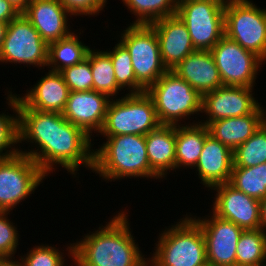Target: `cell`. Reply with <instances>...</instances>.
<instances>
[{
    "mask_svg": "<svg viewBox=\"0 0 266 266\" xmlns=\"http://www.w3.org/2000/svg\"><path fill=\"white\" fill-rule=\"evenodd\" d=\"M18 132L20 153L33 159L47 177L60 166L73 178H79L82 165L93 171L95 139L62 113L27 108L18 99ZM25 142L31 145L28 150L20 146Z\"/></svg>",
    "mask_w": 266,
    "mask_h": 266,
    "instance_id": "cell-1",
    "label": "cell"
},
{
    "mask_svg": "<svg viewBox=\"0 0 266 266\" xmlns=\"http://www.w3.org/2000/svg\"><path fill=\"white\" fill-rule=\"evenodd\" d=\"M128 212V209L117 211L104 226L100 224L79 241L73 240V263L76 266H148L147 255L132 234Z\"/></svg>",
    "mask_w": 266,
    "mask_h": 266,
    "instance_id": "cell-2",
    "label": "cell"
},
{
    "mask_svg": "<svg viewBox=\"0 0 266 266\" xmlns=\"http://www.w3.org/2000/svg\"><path fill=\"white\" fill-rule=\"evenodd\" d=\"M106 141L94 148L93 173L106 183L121 179L162 180L150 167L144 135L103 136ZM128 177V178H127Z\"/></svg>",
    "mask_w": 266,
    "mask_h": 266,
    "instance_id": "cell-3",
    "label": "cell"
},
{
    "mask_svg": "<svg viewBox=\"0 0 266 266\" xmlns=\"http://www.w3.org/2000/svg\"><path fill=\"white\" fill-rule=\"evenodd\" d=\"M157 239L148 266H208L203 231L187 213Z\"/></svg>",
    "mask_w": 266,
    "mask_h": 266,
    "instance_id": "cell-4",
    "label": "cell"
},
{
    "mask_svg": "<svg viewBox=\"0 0 266 266\" xmlns=\"http://www.w3.org/2000/svg\"><path fill=\"white\" fill-rule=\"evenodd\" d=\"M146 93L153 99L161 125L199 123L197 118L202 112V95L172 70L162 75ZM192 116L196 119L191 120Z\"/></svg>",
    "mask_w": 266,
    "mask_h": 266,
    "instance_id": "cell-5",
    "label": "cell"
},
{
    "mask_svg": "<svg viewBox=\"0 0 266 266\" xmlns=\"http://www.w3.org/2000/svg\"><path fill=\"white\" fill-rule=\"evenodd\" d=\"M161 125L153 99L146 93L111 99L99 136L147 135Z\"/></svg>",
    "mask_w": 266,
    "mask_h": 266,
    "instance_id": "cell-6",
    "label": "cell"
},
{
    "mask_svg": "<svg viewBox=\"0 0 266 266\" xmlns=\"http://www.w3.org/2000/svg\"><path fill=\"white\" fill-rule=\"evenodd\" d=\"M252 0L226 1L225 36L266 63V8Z\"/></svg>",
    "mask_w": 266,
    "mask_h": 266,
    "instance_id": "cell-7",
    "label": "cell"
},
{
    "mask_svg": "<svg viewBox=\"0 0 266 266\" xmlns=\"http://www.w3.org/2000/svg\"><path fill=\"white\" fill-rule=\"evenodd\" d=\"M126 25L119 31L117 39L132 58L136 80L147 90L168 71L161 58L159 40L150 25Z\"/></svg>",
    "mask_w": 266,
    "mask_h": 266,
    "instance_id": "cell-8",
    "label": "cell"
},
{
    "mask_svg": "<svg viewBox=\"0 0 266 266\" xmlns=\"http://www.w3.org/2000/svg\"><path fill=\"white\" fill-rule=\"evenodd\" d=\"M224 0H186L176 15L186 25L196 50L210 51L225 35Z\"/></svg>",
    "mask_w": 266,
    "mask_h": 266,
    "instance_id": "cell-9",
    "label": "cell"
},
{
    "mask_svg": "<svg viewBox=\"0 0 266 266\" xmlns=\"http://www.w3.org/2000/svg\"><path fill=\"white\" fill-rule=\"evenodd\" d=\"M46 178L34 160L22 153L0 159V211L13 212Z\"/></svg>",
    "mask_w": 266,
    "mask_h": 266,
    "instance_id": "cell-10",
    "label": "cell"
},
{
    "mask_svg": "<svg viewBox=\"0 0 266 266\" xmlns=\"http://www.w3.org/2000/svg\"><path fill=\"white\" fill-rule=\"evenodd\" d=\"M17 64L45 69L48 64V44L22 13L8 23L0 49V64Z\"/></svg>",
    "mask_w": 266,
    "mask_h": 266,
    "instance_id": "cell-11",
    "label": "cell"
},
{
    "mask_svg": "<svg viewBox=\"0 0 266 266\" xmlns=\"http://www.w3.org/2000/svg\"><path fill=\"white\" fill-rule=\"evenodd\" d=\"M224 86L254 88L257 75L265 63L225 35L210 50Z\"/></svg>",
    "mask_w": 266,
    "mask_h": 266,
    "instance_id": "cell-12",
    "label": "cell"
},
{
    "mask_svg": "<svg viewBox=\"0 0 266 266\" xmlns=\"http://www.w3.org/2000/svg\"><path fill=\"white\" fill-rule=\"evenodd\" d=\"M209 213L202 217L189 214L203 231L208 266H236L237 244L243 229L215 216L211 210Z\"/></svg>",
    "mask_w": 266,
    "mask_h": 266,
    "instance_id": "cell-13",
    "label": "cell"
},
{
    "mask_svg": "<svg viewBox=\"0 0 266 266\" xmlns=\"http://www.w3.org/2000/svg\"><path fill=\"white\" fill-rule=\"evenodd\" d=\"M254 88L244 86H222L202 95V120L208 126L211 122L224 118H234L252 113L261 103ZM206 115V116H204ZM205 119V120H204Z\"/></svg>",
    "mask_w": 266,
    "mask_h": 266,
    "instance_id": "cell-14",
    "label": "cell"
},
{
    "mask_svg": "<svg viewBox=\"0 0 266 266\" xmlns=\"http://www.w3.org/2000/svg\"><path fill=\"white\" fill-rule=\"evenodd\" d=\"M215 191L211 212L224 220L233 222L243 230L260 229V201L235 189L229 183L219 184L209 190Z\"/></svg>",
    "mask_w": 266,
    "mask_h": 266,
    "instance_id": "cell-15",
    "label": "cell"
},
{
    "mask_svg": "<svg viewBox=\"0 0 266 266\" xmlns=\"http://www.w3.org/2000/svg\"><path fill=\"white\" fill-rule=\"evenodd\" d=\"M110 101L109 96L95 90L70 91L62 115L94 139L99 137Z\"/></svg>",
    "mask_w": 266,
    "mask_h": 266,
    "instance_id": "cell-16",
    "label": "cell"
},
{
    "mask_svg": "<svg viewBox=\"0 0 266 266\" xmlns=\"http://www.w3.org/2000/svg\"><path fill=\"white\" fill-rule=\"evenodd\" d=\"M49 45L70 35L74 29L68 20L73 16L58 0H31L22 12Z\"/></svg>",
    "mask_w": 266,
    "mask_h": 266,
    "instance_id": "cell-17",
    "label": "cell"
},
{
    "mask_svg": "<svg viewBox=\"0 0 266 266\" xmlns=\"http://www.w3.org/2000/svg\"><path fill=\"white\" fill-rule=\"evenodd\" d=\"M156 32L160 54L167 70H173L196 49L188 28L177 15L165 17L149 24Z\"/></svg>",
    "mask_w": 266,
    "mask_h": 266,
    "instance_id": "cell-18",
    "label": "cell"
},
{
    "mask_svg": "<svg viewBox=\"0 0 266 266\" xmlns=\"http://www.w3.org/2000/svg\"><path fill=\"white\" fill-rule=\"evenodd\" d=\"M24 91L25 94L17 96L27 108L58 113L63 112L70 92L63 75L50 70Z\"/></svg>",
    "mask_w": 266,
    "mask_h": 266,
    "instance_id": "cell-19",
    "label": "cell"
},
{
    "mask_svg": "<svg viewBox=\"0 0 266 266\" xmlns=\"http://www.w3.org/2000/svg\"><path fill=\"white\" fill-rule=\"evenodd\" d=\"M232 167L233 151L209 135L194 168L200 184L209 191L216 185L229 183Z\"/></svg>",
    "mask_w": 266,
    "mask_h": 266,
    "instance_id": "cell-20",
    "label": "cell"
},
{
    "mask_svg": "<svg viewBox=\"0 0 266 266\" xmlns=\"http://www.w3.org/2000/svg\"><path fill=\"white\" fill-rule=\"evenodd\" d=\"M172 71L201 95L223 86L211 51L195 50Z\"/></svg>",
    "mask_w": 266,
    "mask_h": 266,
    "instance_id": "cell-21",
    "label": "cell"
},
{
    "mask_svg": "<svg viewBox=\"0 0 266 266\" xmlns=\"http://www.w3.org/2000/svg\"><path fill=\"white\" fill-rule=\"evenodd\" d=\"M259 105L252 113L234 118H224L211 122L209 134L234 151L246 142L266 120V107Z\"/></svg>",
    "mask_w": 266,
    "mask_h": 266,
    "instance_id": "cell-22",
    "label": "cell"
},
{
    "mask_svg": "<svg viewBox=\"0 0 266 266\" xmlns=\"http://www.w3.org/2000/svg\"><path fill=\"white\" fill-rule=\"evenodd\" d=\"M145 141L151 169L167 180L169 172H176V126L160 125L145 135Z\"/></svg>",
    "mask_w": 266,
    "mask_h": 266,
    "instance_id": "cell-23",
    "label": "cell"
},
{
    "mask_svg": "<svg viewBox=\"0 0 266 266\" xmlns=\"http://www.w3.org/2000/svg\"><path fill=\"white\" fill-rule=\"evenodd\" d=\"M208 127L201 123L176 126V170L195 168L209 136Z\"/></svg>",
    "mask_w": 266,
    "mask_h": 266,
    "instance_id": "cell-24",
    "label": "cell"
},
{
    "mask_svg": "<svg viewBox=\"0 0 266 266\" xmlns=\"http://www.w3.org/2000/svg\"><path fill=\"white\" fill-rule=\"evenodd\" d=\"M78 30H76V34L74 30L67 37L48 45V64L46 70L61 72L67 67L82 62L87 57L90 46H86V43L80 40V36L84 32L80 28Z\"/></svg>",
    "mask_w": 266,
    "mask_h": 266,
    "instance_id": "cell-25",
    "label": "cell"
},
{
    "mask_svg": "<svg viewBox=\"0 0 266 266\" xmlns=\"http://www.w3.org/2000/svg\"><path fill=\"white\" fill-rule=\"evenodd\" d=\"M11 89V90H10ZM10 89L7 94L6 104L8 110L0 112V159L9 158L20 153L19 151V132H18V96ZM6 111H8L6 113ZM9 113V114H8Z\"/></svg>",
    "mask_w": 266,
    "mask_h": 266,
    "instance_id": "cell-26",
    "label": "cell"
},
{
    "mask_svg": "<svg viewBox=\"0 0 266 266\" xmlns=\"http://www.w3.org/2000/svg\"><path fill=\"white\" fill-rule=\"evenodd\" d=\"M90 68L93 75V90L104 93L111 99L118 98L117 95L123 90L115 80L110 55L105 50L90 48Z\"/></svg>",
    "mask_w": 266,
    "mask_h": 266,
    "instance_id": "cell-27",
    "label": "cell"
},
{
    "mask_svg": "<svg viewBox=\"0 0 266 266\" xmlns=\"http://www.w3.org/2000/svg\"><path fill=\"white\" fill-rule=\"evenodd\" d=\"M236 266H266V232L243 230L236 250Z\"/></svg>",
    "mask_w": 266,
    "mask_h": 266,
    "instance_id": "cell-28",
    "label": "cell"
},
{
    "mask_svg": "<svg viewBox=\"0 0 266 266\" xmlns=\"http://www.w3.org/2000/svg\"><path fill=\"white\" fill-rule=\"evenodd\" d=\"M123 6L134 15L130 24L149 25L159 19L176 15V0H122Z\"/></svg>",
    "mask_w": 266,
    "mask_h": 266,
    "instance_id": "cell-29",
    "label": "cell"
},
{
    "mask_svg": "<svg viewBox=\"0 0 266 266\" xmlns=\"http://www.w3.org/2000/svg\"><path fill=\"white\" fill-rule=\"evenodd\" d=\"M118 42V43H117ZM112 50L109 48L105 51L110 55L113 68L115 70V80L117 85L126 94H139L146 92V89L136 80L134 69L132 66V58L126 47L117 40ZM125 88V90H124Z\"/></svg>",
    "mask_w": 266,
    "mask_h": 266,
    "instance_id": "cell-30",
    "label": "cell"
},
{
    "mask_svg": "<svg viewBox=\"0 0 266 266\" xmlns=\"http://www.w3.org/2000/svg\"><path fill=\"white\" fill-rule=\"evenodd\" d=\"M229 184L260 201L266 196V162L252 167H232Z\"/></svg>",
    "mask_w": 266,
    "mask_h": 266,
    "instance_id": "cell-31",
    "label": "cell"
},
{
    "mask_svg": "<svg viewBox=\"0 0 266 266\" xmlns=\"http://www.w3.org/2000/svg\"><path fill=\"white\" fill-rule=\"evenodd\" d=\"M266 162V120L233 151V167H252Z\"/></svg>",
    "mask_w": 266,
    "mask_h": 266,
    "instance_id": "cell-32",
    "label": "cell"
},
{
    "mask_svg": "<svg viewBox=\"0 0 266 266\" xmlns=\"http://www.w3.org/2000/svg\"><path fill=\"white\" fill-rule=\"evenodd\" d=\"M65 245L67 253H64L63 249L55 247L57 245L41 243L31 249L29 248L26 254L17 258L20 259L22 266H67L68 264L65 265L67 263L66 255L73 262V243Z\"/></svg>",
    "mask_w": 266,
    "mask_h": 266,
    "instance_id": "cell-33",
    "label": "cell"
},
{
    "mask_svg": "<svg viewBox=\"0 0 266 266\" xmlns=\"http://www.w3.org/2000/svg\"><path fill=\"white\" fill-rule=\"evenodd\" d=\"M70 91L93 90V75L90 68V50L87 57L80 63L67 67L60 72Z\"/></svg>",
    "mask_w": 266,
    "mask_h": 266,
    "instance_id": "cell-34",
    "label": "cell"
},
{
    "mask_svg": "<svg viewBox=\"0 0 266 266\" xmlns=\"http://www.w3.org/2000/svg\"><path fill=\"white\" fill-rule=\"evenodd\" d=\"M10 214H12V212L0 211V257H15L14 255L19 247L18 245H20V231L17 223L15 225V223L10 220Z\"/></svg>",
    "mask_w": 266,
    "mask_h": 266,
    "instance_id": "cell-35",
    "label": "cell"
},
{
    "mask_svg": "<svg viewBox=\"0 0 266 266\" xmlns=\"http://www.w3.org/2000/svg\"><path fill=\"white\" fill-rule=\"evenodd\" d=\"M75 18L77 16H96L104 11L108 0H58Z\"/></svg>",
    "mask_w": 266,
    "mask_h": 266,
    "instance_id": "cell-36",
    "label": "cell"
},
{
    "mask_svg": "<svg viewBox=\"0 0 266 266\" xmlns=\"http://www.w3.org/2000/svg\"><path fill=\"white\" fill-rule=\"evenodd\" d=\"M21 12L17 10L9 1L0 0V22L9 23L17 18Z\"/></svg>",
    "mask_w": 266,
    "mask_h": 266,
    "instance_id": "cell-37",
    "label": "cell"
},
{
    "mask_svg": "<svg viewBox=\"0 0 266 266\" xmlns=\"http://www.w3.org/2000/svg\"><path fill=\"white\" fill-rule=\"evenodd\" d=\"M260 229L266 232V196L260 200Z\"/></svg>",
    "mask_w": 266,
    "mask_h": 266,
    "instance_id": "cell-38",
    "label": "cell"
},
{
    "mask_svg": "<svg viewBox=\"0 0 266 266\" xmlns=\"http://www.w3.org/2000/svg\"><path fill=\"white\" fill-rule=\"evenodd\" d=\"M15 258L17 257H0V266H22L20 259Z\"/></svg>",
    "mask_w": 266,
    "mask_h": 266,
    "instance_id": "cell-39",
    "label": "cell"
},
{
    "mask_svg": "<svg viewBox=\"0 0 266 266\" xmlns=\"http://www.w3.org/2000/svg\"><path fill=\"white\" fill-rule=\"evenodd\" d=\"M21 13L26 9L31 0H7Z\"/></svg>",
    "mask_w": 266,
    "mask_h": 266,
    "instance_id": "cell-40",
    "label": "cell"
},
{
    "mask_svg": "<svg viewBox=\"0 0 266 266\" xmlns=\"http://www.w3.org/2000/svg\"><path fill=\"white\" fill-rule=\"evenodd\" d=\"M7 26H8V23L0 22V49L2 47L3 40L5 39Z\"/></svg>",
    "mask_w": 266,
    "mask_h": 266,
    "instance_id": "cell-41",
    "label": "cell"
},
{
    "mask_svg": "<svg viewBox=\"0 0 266 266\" xmlns=\"http://www.w3.org/2000/svg\"><path fill=\"white\" fill-rule=\"evenodd\" d=\"M177 1V4L179 3V2H183V1H186V0H176Z\"/></svg>",
    "mask_w": 266,
    "mask_h": 266,
    "instance_id": "cell-42",
    "label": "cell"
}]
</instances>
